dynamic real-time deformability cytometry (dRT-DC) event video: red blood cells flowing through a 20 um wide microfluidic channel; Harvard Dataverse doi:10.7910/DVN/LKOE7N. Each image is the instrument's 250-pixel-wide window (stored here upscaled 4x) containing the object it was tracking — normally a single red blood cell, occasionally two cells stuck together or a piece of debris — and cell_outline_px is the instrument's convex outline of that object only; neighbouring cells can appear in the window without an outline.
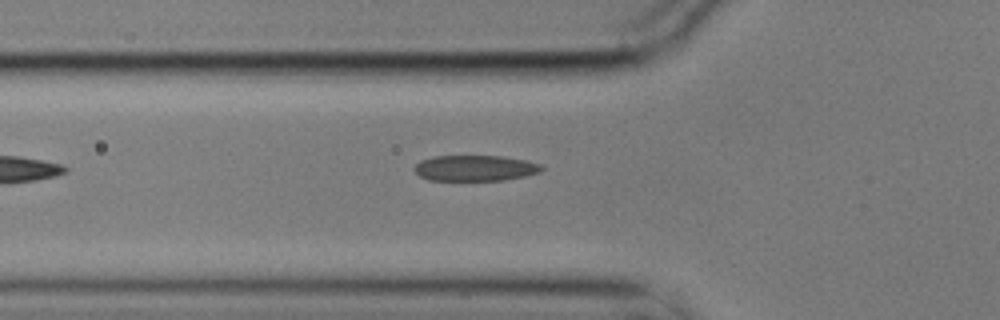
{"species": "common noctule bat (a hibernating species)", "species_latin": "Nyctalus noctula", "temperature_condition": "cold", "stored_images_in_passage": 4, "camera_frame_rate_fps": 3000, "um_per_image_px": 0.085, "animal": {"sex": "male", "body_mass_g": 17.9}, "frame": {"image": 1, "passage_image": 4, "time_ms": 1.0, "image_size_px": [1000, 320], "cell_outline_px": [[544, 168], [540, 172], [524, 176], [504, 180], [428, 180], [420, 176], [412, 168], [420, 160], [432, 156], [500, 156], [524, 160], [540, 164]], "centroid_in_image_um": [40.34, 14.29], "position_along_channel_um": 85.5, "area_um2": 19.07}}